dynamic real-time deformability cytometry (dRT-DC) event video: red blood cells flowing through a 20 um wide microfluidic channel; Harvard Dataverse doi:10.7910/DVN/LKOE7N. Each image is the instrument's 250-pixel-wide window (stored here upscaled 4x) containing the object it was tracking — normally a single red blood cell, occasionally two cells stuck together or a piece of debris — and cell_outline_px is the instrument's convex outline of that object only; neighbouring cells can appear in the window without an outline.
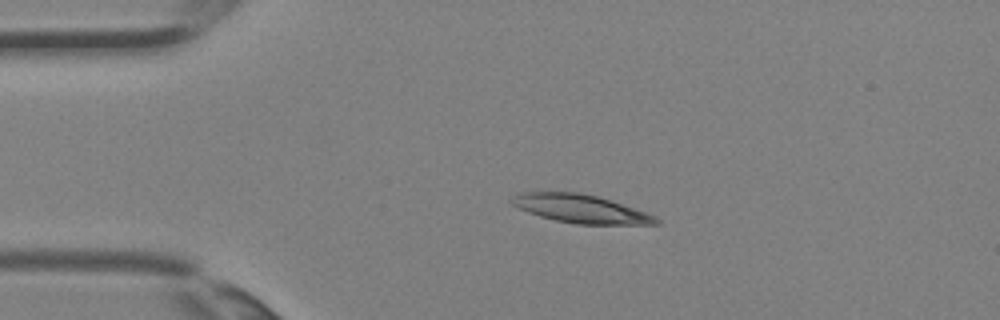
{"species": "Egyptian fruit bat (a non-hibernating species)", "species_latin": "Rousettus aegyptiacus", "temperature_condition": "room temperature", "stored_images_in_passage": 3, "camera_frame_rate_fps": 3000, "um_per_image_px": 0.085, "animal": {"sex": "female"}, "frame": {"image": 1, "passage_image": 2, "time_ms": 0.333, "image_size_px": [1000, 320], "cell_outline_px": [[660, 224], [576, 224], [556, 220], [540, 216], [528, 212], [512, 204], [508, 200], [512, 196], [520, 192], [576, 192], [596, 196], [656, 216], [660, 220]], "centroid_in_image_um": [49.3, 17.74], "position_along_channel_um": 35.7, "area_um2": 23.41}}
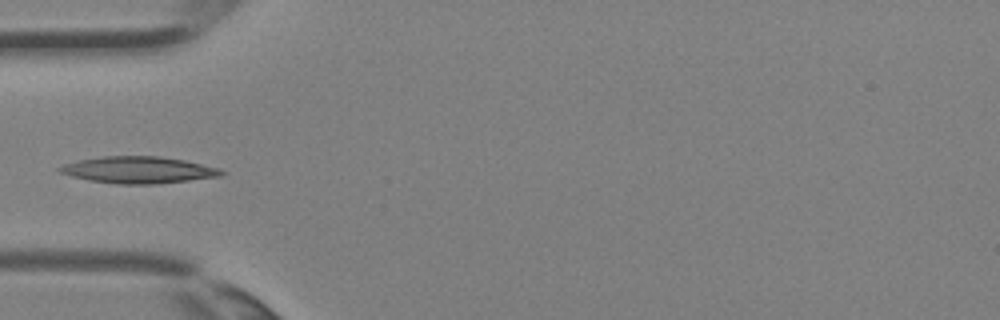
{"frame": {"image": 2, "passage_image": 3, "time_ms": 0.667, "image_size_px": [1000, 320], "cell_outline_px": [[228, 172], [224, 176], [152, 184], [120, 184], [88, 180], [72, 176], [60, 172], [56, 168], [64, 164], [80, 160], [104, 156], [160, 156], [184, 160], [220, 168]], "centroid_in_image_um": [11.82, 14.44], "position_along_channel_um": 73.2, "area_um2": 25.14}}